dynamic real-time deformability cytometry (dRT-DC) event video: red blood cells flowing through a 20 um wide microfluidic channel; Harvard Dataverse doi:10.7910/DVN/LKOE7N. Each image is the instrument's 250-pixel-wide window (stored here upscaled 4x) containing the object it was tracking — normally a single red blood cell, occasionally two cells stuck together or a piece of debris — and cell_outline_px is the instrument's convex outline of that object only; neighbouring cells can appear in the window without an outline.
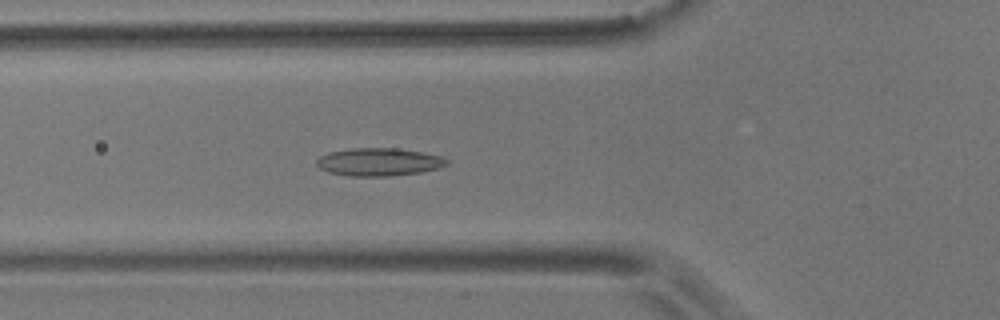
{"species": "common noctule bat (a hibernating species)", "species_latin": "Nyctalus noctula", "temperature_condition": "room temperature", "stored_images_in_passage": 48, "camera_frame_rate_fps": 3000, "um_per_image_px": 0.085, "animal": {"sex": "male", "body_mass_g": 17.9}, "frame": {"image": 1, "passage_image": 17, "time_ms": 5.333, "image_size_px": [1000, 320], "cell_outline_px": [[448, 164], [440, 168], [420, 172], [392, 176], [352, 176], [328, 172], [320, 168], [316, 164], [316, 160], [320, 156], [328, 152], [352, 148], [396, 148], [444, 156], [448, 160]], "centroid_in_image_um": [32.22, 13.76], "position_along_channel_um": 93.6, "area_um2": 21.21}}
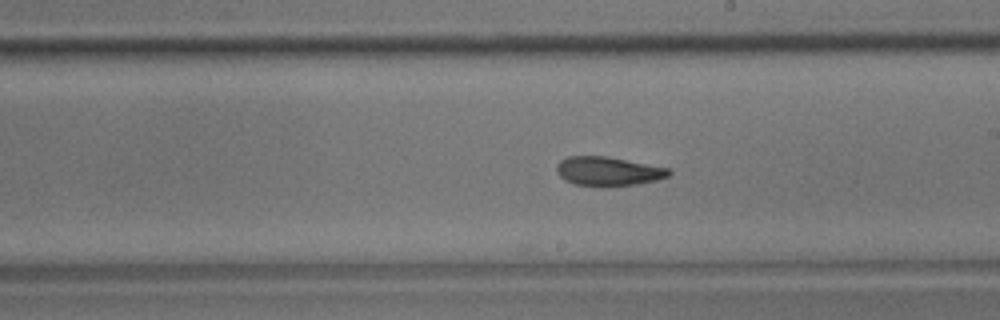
{"frame": {"image": 2, "passage_image": 29, "time_ms": 9.333, "image_size_px": [1000, 320], "cell_outline_px": [[672, 172], [668, 176], [656, 180], [636, 184], [604, 188], [576, 184], [564, 180], [556, 172], [556, 164], [560, 160], [568, 156], [604, 156], [668, 168]], "centroid_in_image_um": [51.64, 14.58], "position_along_channel_um": 237.4, "area_um2": 19.13}}
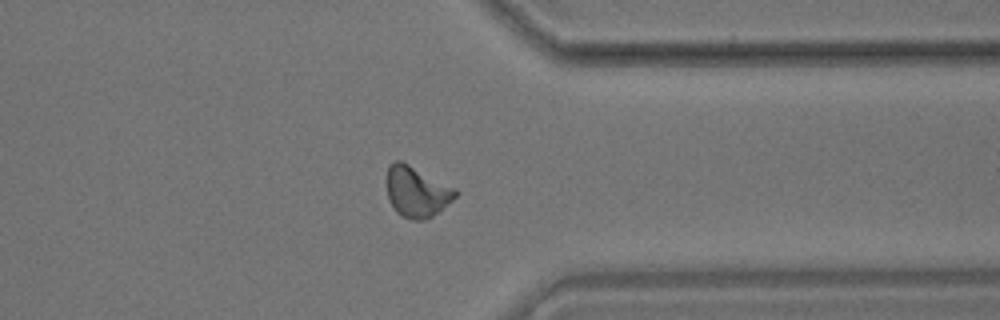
{"frame": {"image": 3, "passage_image": 41, "time_ms": 13.333, "image_size_px": [1000, 320], "cell_outline_px": [[456, 196], [452, 200], [432, 216], [424, 220], [412, 220], [400, 216], [396, 212], [388, 200], [388, 164], [396, 160], [400, 160], [456, 188]], "centroid_in_image_um": [35.4, 16.31], "position_along_channel_um": 376.0, "area_um2": 20.06}, "authors_computed_cell_mechanics": {"area_um2": 19.7098, "velocity_mm_per_s": 3.5896, "shape_relaxation_time_tau1_ms": null, "shape_relaxation_time_tau2_ms": 3.1565, "deformation_change_tau1": null, "deformation_change_tau2": 0.0929}}